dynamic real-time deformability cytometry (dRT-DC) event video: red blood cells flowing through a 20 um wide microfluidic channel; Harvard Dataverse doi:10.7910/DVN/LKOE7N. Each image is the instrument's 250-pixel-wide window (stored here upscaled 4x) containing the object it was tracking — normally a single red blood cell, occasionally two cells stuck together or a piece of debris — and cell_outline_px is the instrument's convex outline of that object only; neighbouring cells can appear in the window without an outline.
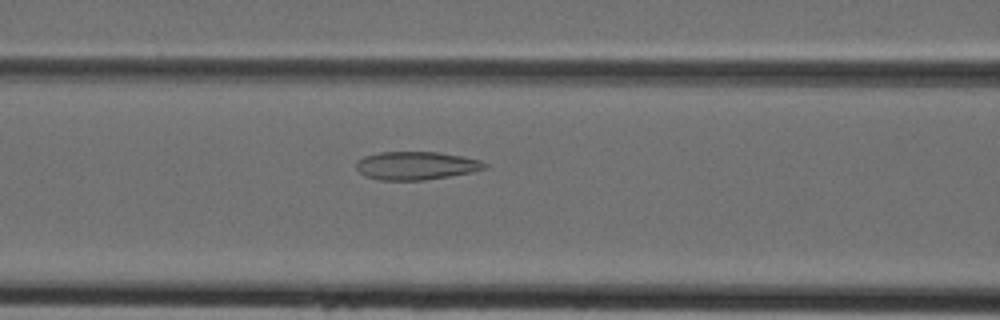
{"species": "Egyptian fruit bat (a non-hibernating species)", "species_latin": "Rousettus aegyptiacus", "temperature_condition": "cold", "stored_images_in_passage": 45, "camera_frame_rate_fps": 3000, "um_per_image_px": 0.085, "animal": {"sex": "female"}, "frame": {"image": 1, "passage_image": 19, "time_ms": 6.0, "image_size_px": [1000, 320], "cell_outline_px": [[488, 168], [472, 172], [424, 180], [380, 180], [364, 176], [356, 168], [356, 160], [364, 156], [380, 152], [436, 152], [460, 156], [480, 160], [488, 164]], "centroid_in_image_um": [35.35, 14.08], "position_along_channel_um": 131.2, "area_um2": 21.1}}
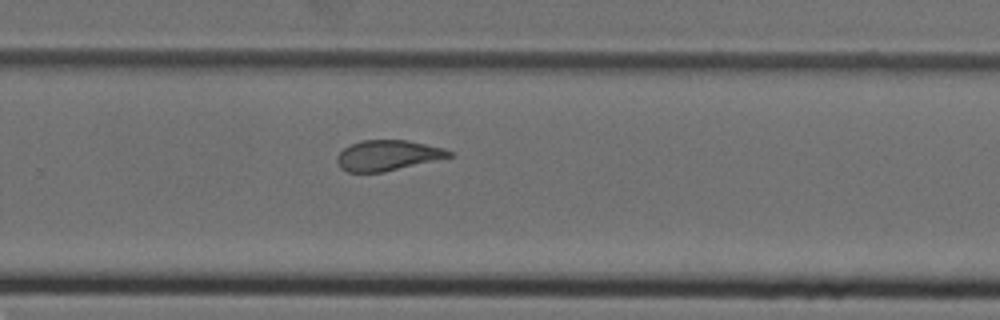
{"frame": {"image": 2, "passage_image": 30, "time_ms": 9.667, "image_size_px": [1000, 320], "cell_outline_px": [[452, 156], [384, 172], [348, 172], [340, 168], [336, 160], [336, 156], [344, 148], [360, 140], [404, 140], [444, 148], [452, 152]], "centroid_in_image_um": [32.9, 13.21], "position_along_channel_um": 296.9, "area_um2": 19.65}}
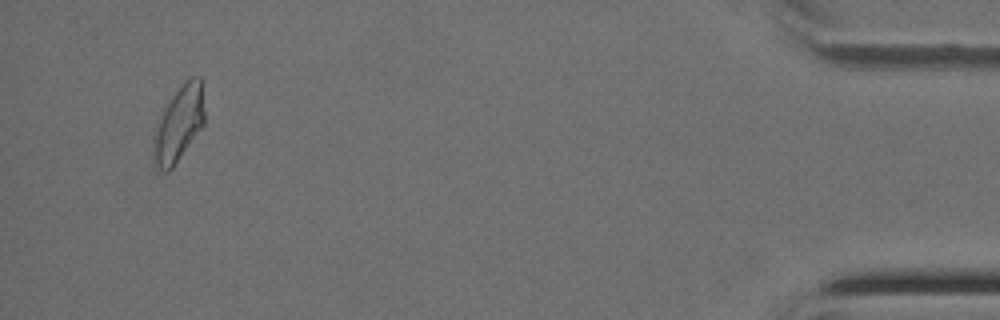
{"frame": {"image": 3, "passage_image": 43, "time_ms": 14.0, "image_size_px": [1000, 320], "cell_outline_px": [[204, 124], [172, 168], [168, 172], [164, 172], [156, 164], [152, 140], [152, 136], [160, 116], [164, 108], [172, 96], [192, 76], [200, 76], [204, 112]], "centroid_in_image_um": [15.19, 10.54], "position_along_channel_um": 420.0, "area_um2": 21.79}}